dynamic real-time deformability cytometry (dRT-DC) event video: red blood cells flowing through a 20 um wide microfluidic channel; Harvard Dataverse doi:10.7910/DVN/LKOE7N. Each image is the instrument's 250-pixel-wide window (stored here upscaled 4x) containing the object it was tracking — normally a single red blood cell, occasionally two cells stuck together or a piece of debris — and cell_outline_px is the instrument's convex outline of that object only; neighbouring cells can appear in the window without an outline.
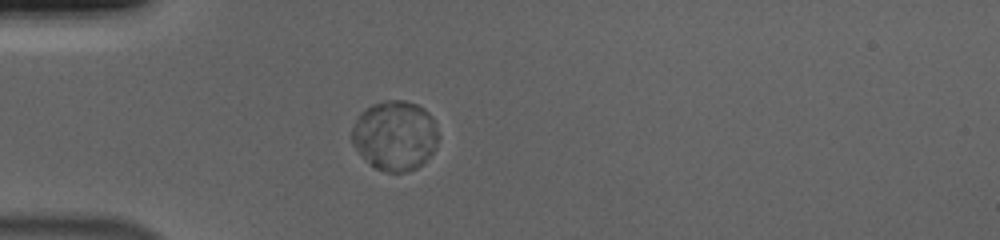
{"species": "human", "species_latin": "Homo sapiens", "temperature_condition": "cold", "stored_images_in_passage": 41, "camera_frame_rate_fps": 3000, "um_per_image_px": 0.085, "donor": {"sex": "male"}, "frame": {"image": 1, "passage_image": 1, "time_ms": 0.0, "image_size_px": [1000, 240], "cell_outline_px": [[440, 136], [436, 148], [424, 164], [416, 168], [404, 172], [388, 172], [376, 168], [352, 144], [352, 128], [360, 112], [372, 104], [384, 100], [404, 100], [416, 104], [424, 108], [432, 116]], "centroid_in_image_um": [33.61, 11.5], "position_along_channel_um": 51.4, "area_um2": 35.32}}
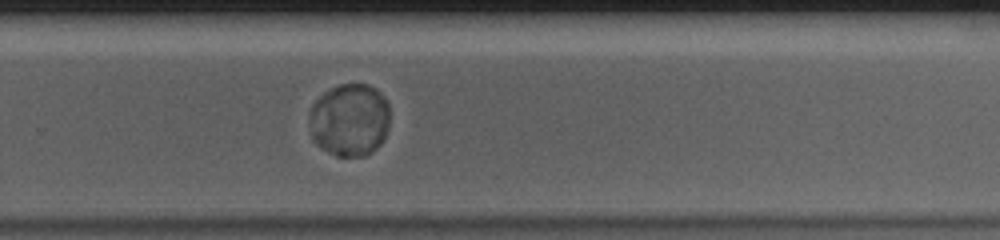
{"frame": {"image": 2, "passage_image": 23, "time_ms": 7.333, "image_size_px": [1000, 240], "cell_outline_px": [[388, 128], [384, 140], [372, 152], [364, 156], [336, 156], [320, 148], [312, 140], [308, 124], [308, 112], [312, 104], [324, 92], [340, 84], [368, 84], [376, 88], [388, 100]], "centroid_in_image_um": [29.69, 10.2], "position_along_channel_um": 300.1, "area_um2": 34.8}}
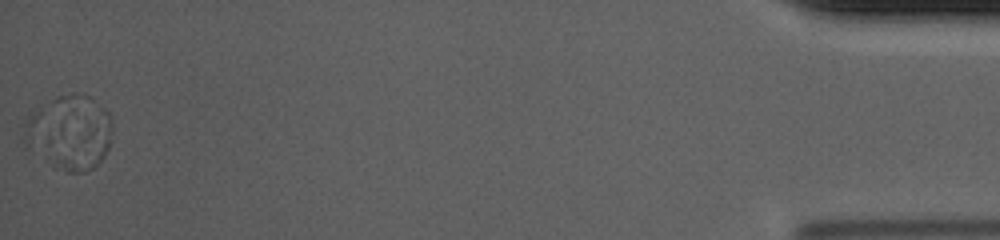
{"frame": {"image": 3, "passage_image": 41, "time_ms": 13.333, "image_size_px": [1000, 240], "cell_outline_px": [[112, 128], [108, 148], [104, 156], [92, 168], [84, 172], [68, 172], [52, 168], [24, 144], [24, 120], [28, 116], [36, 112], [100, 108], [104, 108], [108, 112], [112, 120]], "centroid_in_image_um": [5.88, 11.7], "position_along_channel_um": 429.3, "area_um2": 32.83}, "authors_computed_cell_mechanics": {"area_um2": 35.258, "velocity_mm_per_s": 3.5836, "shape_relaxation_time_tau1_ms": 0.7041, "shape_relaxation_time_tau2_ms": null, "deformation_change_tau1": 0.0124, "deformation_change_tau2": null}}